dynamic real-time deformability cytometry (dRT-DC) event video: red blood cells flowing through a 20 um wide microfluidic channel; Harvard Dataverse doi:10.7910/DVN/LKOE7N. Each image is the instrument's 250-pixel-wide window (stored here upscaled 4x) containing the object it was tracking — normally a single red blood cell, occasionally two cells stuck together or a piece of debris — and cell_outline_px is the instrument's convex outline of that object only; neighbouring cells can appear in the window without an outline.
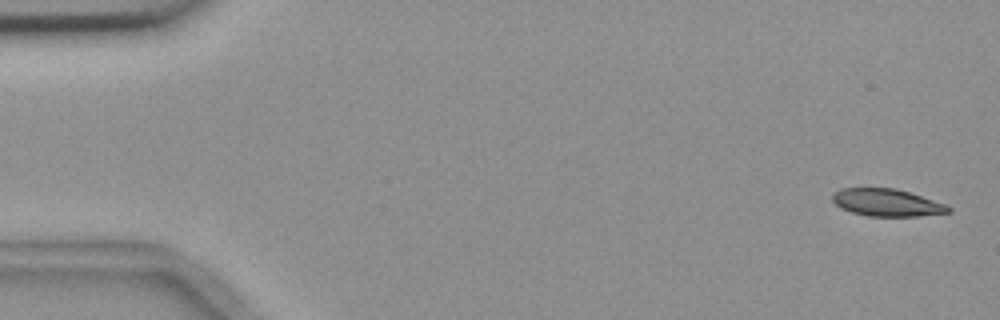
{"species": "common noctule bat (a hibernating species)", "species_latin": "Nyctalus noctula", "temperature_condition": "room temperature", "stored_images_in_passage": 5, "segment_of_instrument_passage": [1, 2], "camera_frame_rate_fps": 3000, "um_per_image_px": 0.085, "animal": {"sex": "female", "body_mass_g": 18.4}, "frame": {"image": 1, "passage_image": 1, "time_ms": 0.0, "image_size_px": [1000, 320], "cell_outline_px": [[952, 212], [920, 216], [868, 216], [852, 212], [840, 208], [832, 200], [832, 192], [840, 188], [896, 188], [948, 204], [952, 208]], "centroid_in_image_um": [75.41, 17.22], "position_along_channel_um": 9.6, "area_um2": 18.73}}